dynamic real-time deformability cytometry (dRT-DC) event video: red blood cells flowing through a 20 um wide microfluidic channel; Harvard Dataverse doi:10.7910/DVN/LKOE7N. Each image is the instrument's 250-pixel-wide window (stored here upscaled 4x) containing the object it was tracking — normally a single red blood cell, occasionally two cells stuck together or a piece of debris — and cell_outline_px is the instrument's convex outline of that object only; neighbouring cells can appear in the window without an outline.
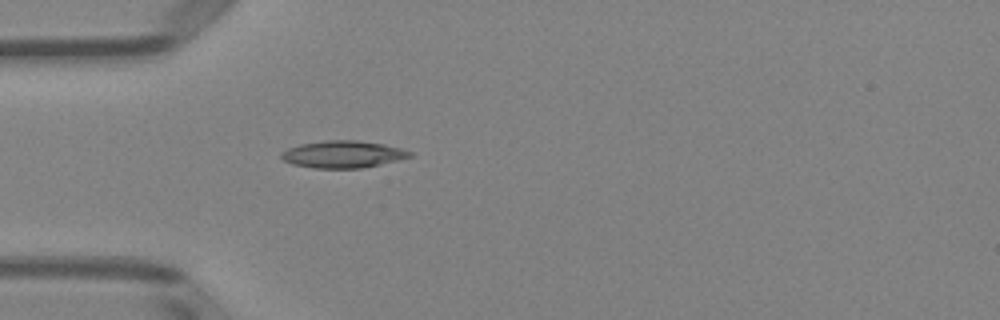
{"species": "Egyptian fruit bat (a non-hibernating species)", "species_latin": "Rousettus aegyptiacus", "temperature_condition": "room temperature", "stored_images_in_passage": 37, "camera_frame_rate_fps": 3000, "um_per_image_px": 0.085, "animal": {"sex": "female"}, "frame": {"image": 1, "passage_image": 1, "time_ms": 0.0, "image_size_px": [1000, 320], "cell_outline_px": [[412, 156], [380, 164], [360, 168], [312, 168], [292, 164], [284, 160], [280, 156], [280, 152], [288, 148], [300, 144], [324, 140], [356, 140], [384, 144], [400, 148], [412, 152]], "centroid_in_image_um": [29.1, 13.11], "position_along_channel_um": 55.9, "area_um2": 20.23}}
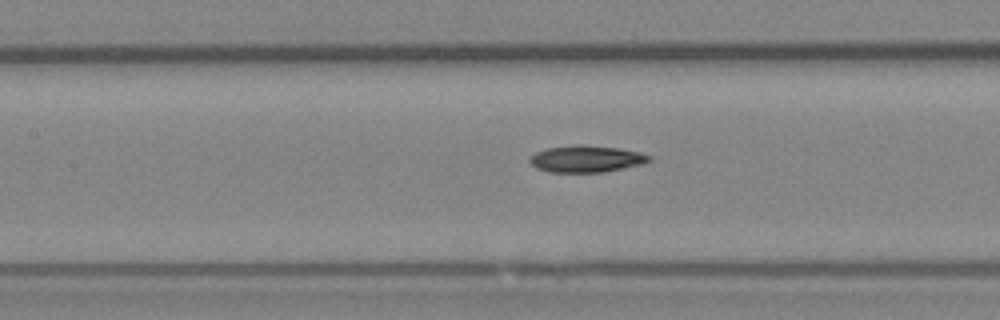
{"frame": {"image": 2, "passage_image": 9, "time_ms": 2.667, "image_size_px": [1000, 320], "cell_outline_px": [[652, 160], [644, 164], [604, 172], [548, 172], [536, 168], [528, 160], [536, 152], [548, 148], [576, 144], [616, 148], [640, 152], [652, 156]], "centroid_in_image_um": [49.86, 13.51], "position_along_channel_um": 157.5, "area_um2": 18.61}}
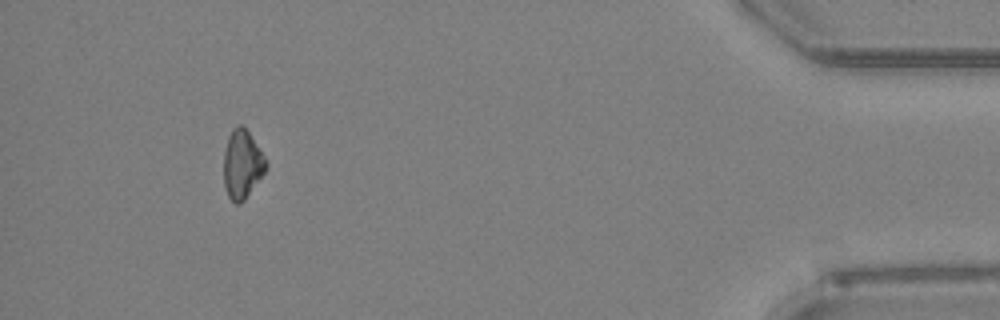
{"frame": {"image": 3, "passage_image": 33, "time_ms": 10.667, "image_size_px": [1000, 320], "cell_outline_px": [[268, 168], [244, 200], [240, 204], [236, 204], [228, 196], [224, 184], [224, 152], [228, 136], [232, 128], [236, 124], [240, 124], [248, 132], [264, 156], [268, 164]], "centroid_in_image_um": [20.58, 13.96], "position_along_channel_um": 414.6, "area_um2": 16.82}, "authors_computed_cell_mechanics": {"area_um2": 17.6868, "velocity_mm_per_s": 4.0264, "shape_relaxation_time_tau1_ms": 6.3356, "shape_relaxation_time_tau2_ms": null, "deformation_change_tau1": 0.1437, "deformation_change_tau2": null}}